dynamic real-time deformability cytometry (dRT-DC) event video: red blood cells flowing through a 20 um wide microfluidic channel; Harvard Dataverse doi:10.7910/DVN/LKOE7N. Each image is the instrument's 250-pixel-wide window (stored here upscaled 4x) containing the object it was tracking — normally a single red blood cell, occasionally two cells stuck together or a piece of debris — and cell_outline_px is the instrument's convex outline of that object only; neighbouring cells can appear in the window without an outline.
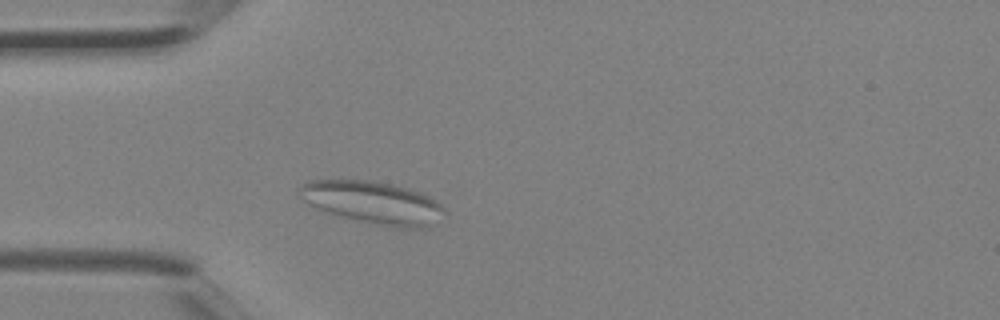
{"species": "Egyptian fruit bat (a non-hibernating species)", "species_latin": "Rousettus aegyptiacus", "temperature_condition": "room temperature", "stored_images_in_passage": 2, "camera_frame_rate_fps": 3000, "um_per_image_px": 0.085, "animal": {"sex": "female"}, "frame": {"image": 1, "passage_image": 2, "time_ms": 0.333, "image_size_px": [1000, 320], "cell_outline_px": [[448, 212], [428, 228], [392, 228], [340, 216], [324, 212], [308, 204], [296, 192], [304, 184], [312, 180], [368, 180], [392, 184], [408, 188], [420, 192], [436, 200]], "centroid_in_image_um": [31.73, 17.23], "position_along_channel_um": 53.3, "area_um2": 36.18}}